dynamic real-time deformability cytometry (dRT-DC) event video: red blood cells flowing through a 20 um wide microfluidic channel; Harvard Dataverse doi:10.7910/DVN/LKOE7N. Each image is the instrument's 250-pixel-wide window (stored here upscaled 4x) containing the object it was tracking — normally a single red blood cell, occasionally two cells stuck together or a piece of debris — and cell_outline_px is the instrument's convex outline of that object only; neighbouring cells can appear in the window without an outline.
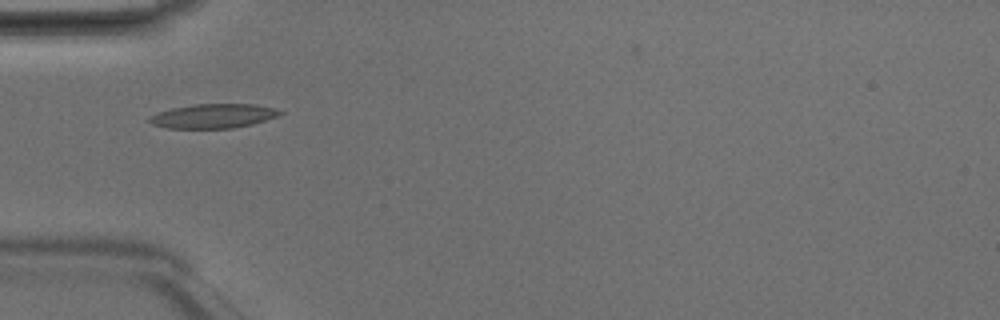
{"species": "Egyptian fruit bat (a non-hibernating species)", "species_latin": "Rousettus aegyptiacus", "temperature_condition": "room temperature", "stored_images_in_passage": 5, "camera_frame_rate_fps": 3000, "um_per_image_px": 0.085, "animal": {"sex": "male"}, "frame": {"image": 1, "passage_image": 4, "time_ms": 1.0, "image_size_px": [1000, 320], "cell_outline_px": [[284, 112], [276, 116], [252, 124], [232, 128], [168, 128], [152, 124], [148, 120], [148, 116], [156, 112], [172, 108], [196, 104], [252, 104], [272, 108]], "centroid_in_image_um": [18.06, 9.86], "position_along_channel_um": 66.9, "area_um2": 18.26}}